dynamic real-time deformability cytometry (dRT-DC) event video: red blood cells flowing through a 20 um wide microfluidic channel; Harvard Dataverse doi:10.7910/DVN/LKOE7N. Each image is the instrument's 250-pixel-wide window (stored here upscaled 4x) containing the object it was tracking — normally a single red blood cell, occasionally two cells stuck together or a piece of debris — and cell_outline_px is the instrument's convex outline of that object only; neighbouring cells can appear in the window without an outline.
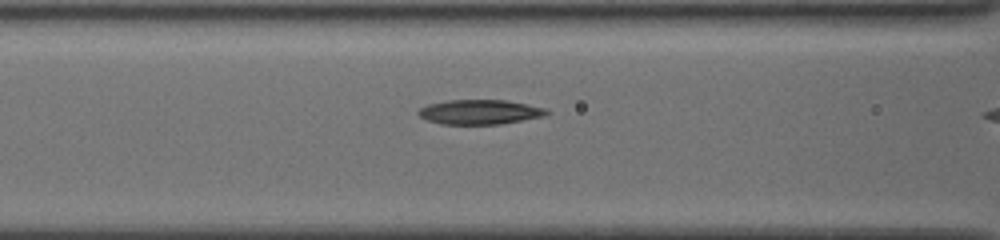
{"species": "common noctule bat (a hibernating species)", "species_latin": "Nyctalus noctula", "temperature_condition": "cold", "stored_images_in_passage": 8, "camera_frame_rate_fps": 3000, "um_per_image_px": 0.085, "animal": {"sex": "female", "body_mass_g": 19.5, "forearm_length_mm": 54.1}, "frame": {"image": 1, "passage_image": 6, "time_ms": 1.667, "image_size_px": [1000, 240], "cell_outline_px": [[552, 112], [544, 116], [500, 124], [440, 124], [428, 120], [420, 116], [416, 112], [420, 108], [428, 104], [448, 100], [504, 100], [528, 104], [544, 108]], "centroid_in_image_um": [40.78, 9.52], "position_along_channel_um": 125.8, "area_um2": 18.38}}